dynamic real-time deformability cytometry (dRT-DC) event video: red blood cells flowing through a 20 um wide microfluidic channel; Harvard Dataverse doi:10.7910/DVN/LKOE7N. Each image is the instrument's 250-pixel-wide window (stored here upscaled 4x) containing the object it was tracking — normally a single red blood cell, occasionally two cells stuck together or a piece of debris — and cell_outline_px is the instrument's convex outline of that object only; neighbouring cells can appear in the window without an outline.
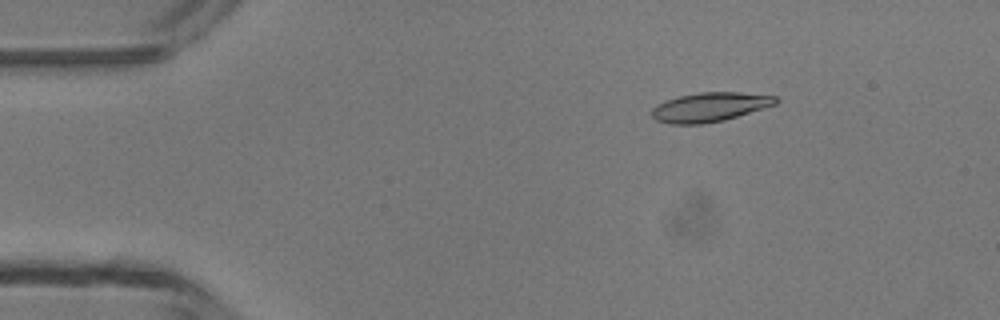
{"species": "common noctule bat (a hibernating species)", "species_latin": "Nyctalus noctula", "temperature_condition": "room temperature", "stored_images_in_passage": 4, "camera_frame_rate_fps": 3000, "um_per_image_px": 0.085, "animal": {"sex": "male", "body_mass_g": 13.3}, "frame": {"image": 1, "passage_image": 2, "time_ms": 1.0, "image_size_px": [1000, 320], "cell_outline_px": [[780, 100], [776, 104], [764, 108], [724, 120], [700, 124], [668, 124], [656, 120], [652, 116], [652, 108], [656, 104], [664, 100], [680, 96], [700, 92], [740, 92], [776, 96]], "centroid_in_image_um": [60.32, 9.1], "position_along_channel_um": 24.7, "area_um2": 21.15}}
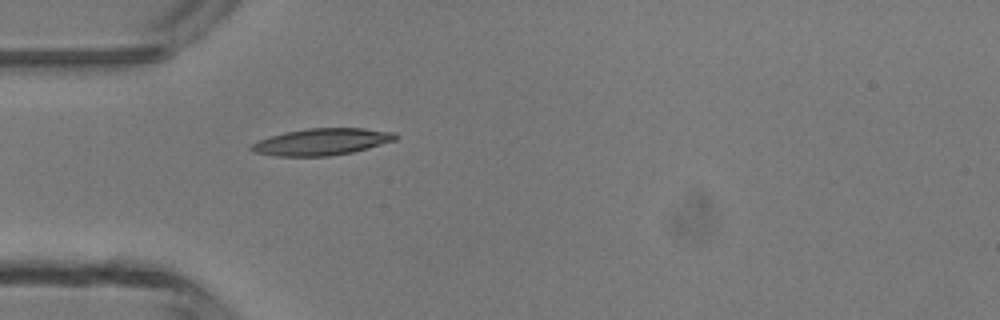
{"frame": {"image": 2, "passage_image": 4, "time_ms": 3.333, "image_size_px": [1000, 320], "cell_outline_px": [[400, 136], [396, 140], [368, 148], [352, 152], [328, 156], [276, 156], [252, 152], [248, 148], [252, 144], [260, 140], [284, 132], [308, 128], [364, 128], [396, 132]], "centroid_in_image_um": [27.38, 12.05], "position_along_channel_um": 57.6, "area_um2": 22.54}}